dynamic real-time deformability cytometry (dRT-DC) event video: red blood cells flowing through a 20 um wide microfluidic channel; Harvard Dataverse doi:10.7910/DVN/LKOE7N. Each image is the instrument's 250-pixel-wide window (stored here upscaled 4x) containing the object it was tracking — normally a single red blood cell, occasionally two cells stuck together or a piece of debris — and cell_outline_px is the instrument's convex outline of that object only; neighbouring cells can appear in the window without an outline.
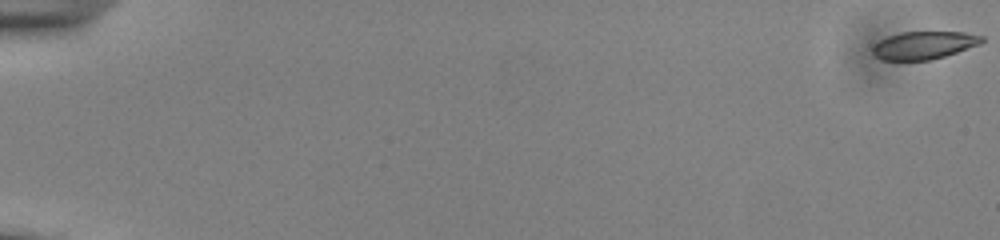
{"species": "common noctule bat (a hibernating species)", "species_latin": "Nyctalus noctula", "temperature_condition": "cold", "stored_images_in_passage": 55, "camera_frame_rate_fps": 3000, "um_per_image_px": 0.085, "animal": {"sex": "male", "body_mass_g": 13.0, "forearm_length_mm": 53.1}, "frame": {"image": 1, "passage_image": 1, "time_ms": 0.0, "image_size_px": [1000, 240], "cell_outline_px": [[984, 40], [980, 44], [944, 56], [928, 60], [880, 60], [872, 52], [872, 48], [880, 40], [888, 36], [900, 32], [964, 32], [984, 36]], "centroid_in_image_um": [78.53, 3.84], "position_along_channel_um": 6.5, "area_um2": 17.57}}
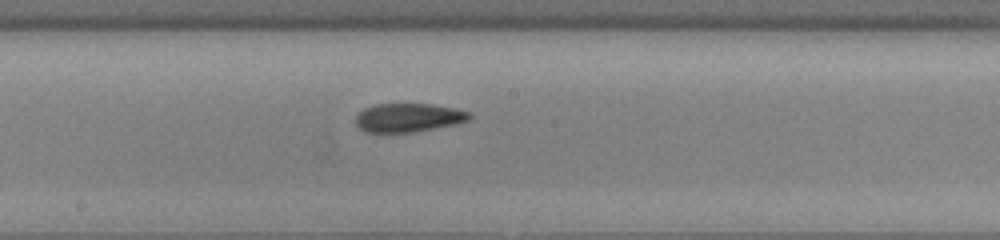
{"frame": {"image": 2, "passage_image": 32, "time_ms": 10.333, "image_size_px": [1000, 240], "cell_outline_px": [[472, 116], [468, 120], [456, 124], [416, 132], [364, 132], [356, 124], [356, 116], [364, 108], [376, 104], [432, 104], [472, 112]], "centroid_in_image_um": [34.73, 10.0], "position_along_channel_um": 213.5, "area_um2": 19.02}}
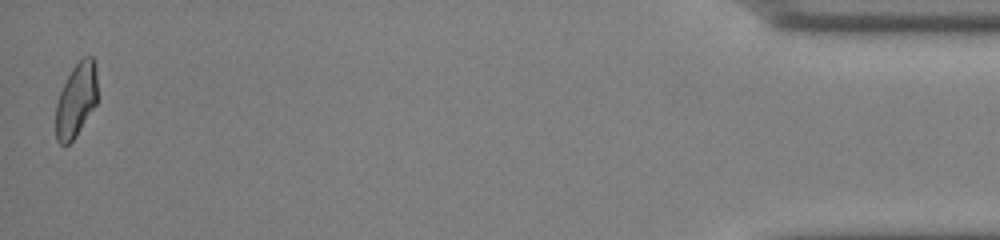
{"frame": {"image": 3, "passage_image": 55, "time_ms": 18.0, "image_size_px": [1000, 240], "cell_outline_px": [[96, 104], [76, 136], [64, 148], [56, 140], [56, 104], [60, 92], [72, 68], [84, 56], [92, 56], [96, 72]], "centroid_in_image_um": [6.45, 8.55], "position_along_channel_um": 428.7, "area_um2": 17.74}, "authors_computed_cell_mechanics": {"area_um2": 19.074, "velocity_mm_per_s": 3.8761, "shape_relaxation_time_tau1_ms": null, "shape_relaxation_time_tau2_ms": 6.8327, "deformation_change_tau1": null, "deformation_change_tau2": 0.1343}}